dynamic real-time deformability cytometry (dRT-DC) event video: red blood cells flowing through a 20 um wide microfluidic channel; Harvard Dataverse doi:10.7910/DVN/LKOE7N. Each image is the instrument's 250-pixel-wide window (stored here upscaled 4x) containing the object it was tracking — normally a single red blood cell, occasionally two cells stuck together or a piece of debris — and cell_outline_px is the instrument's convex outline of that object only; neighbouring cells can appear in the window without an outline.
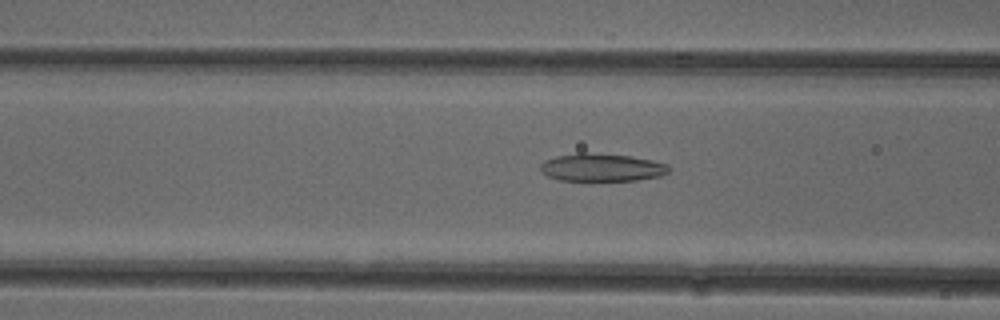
{"species": "common noctule bat (a hibernating species)", "species_latin": "Nyctalus noctula", "temperature_condition": "cold", "stored_images_in_passage": 52, "camera_frame_rate_fps": 3000, "um_per_image_px": 0.085, "animal": {"sex": "female"}, "frame": {"image": 1, "passage_image": 20, "time_ms": 6.333, "image_size_px": [1000, 320], "cell_outline_px": [[668, 172], [660, 176], [636, 180], [560, 180], [548, 176], [540, 172], [540, 164], [544, 160], [556, 156], [580, 152], [588, 152], [632, 156], [652, 160], [668, 164]], "centroid_in_image_um": [51.12, 14.22], "position_along_channel_um": 115.5, "area_um2": 20.87}}
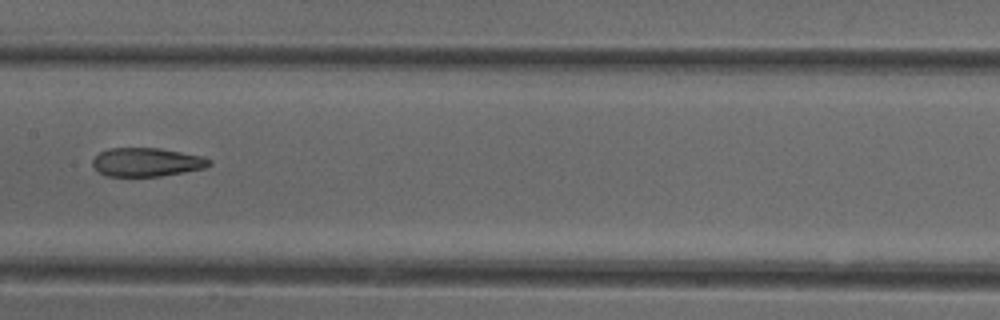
{"frame": {"image": 2, "passage_image": 26, "time_ms": 8.333, "image_size_px": [1000, 320], "cell_outline_px": [[212, 164], [204, 168], [184, 172], [160, 176], [108, 176], [100, 172], [92, 164], [92, 160], [100, 152], [108, 148], [160, 148], [204, 156], [212, 160]], "centroid_in_image_um": [12.51, 13.77], "position_along_channel_um": 194.9, "area_um2": 19.48}}
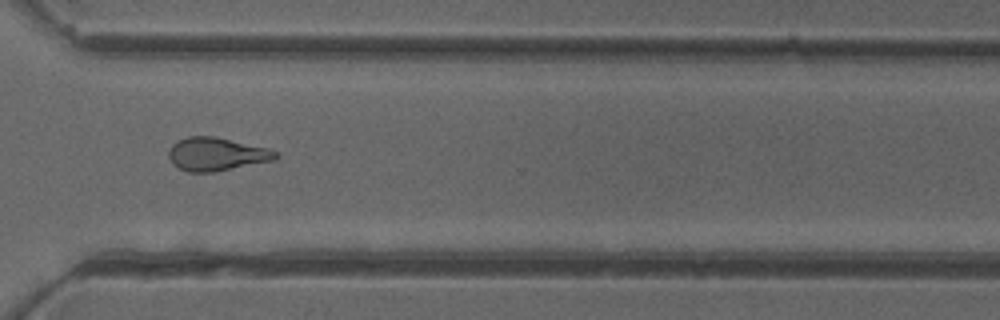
{"frame": {"image": 3, "passage_image": 38, "time_ms": 12.333, "image_size_px": [1000, 320], "cell_outline_px": [[280, 156], [276, 160], [216, 172], [188, 172], [172, 164], [168, 156], [168, 148], [176, 140], [188, 136], [216, 136], [268, 148], [276, 152]], "centroid_in_image_um": [18.4, 13.1], "position_along_channel_um": 352.2, "area_um2": 21.1}, "authors_computed_cell_mechanics": {"area_um2": 21.1837, "velocity_mm_per_s": 3.9469, "shape_relaxation_time_tau1_ms": null, "shape_relaxation_time_tau2_ms": 3.0805, "deformation_change_tau1": null, "deformation_change_tau2": 0.1257}}